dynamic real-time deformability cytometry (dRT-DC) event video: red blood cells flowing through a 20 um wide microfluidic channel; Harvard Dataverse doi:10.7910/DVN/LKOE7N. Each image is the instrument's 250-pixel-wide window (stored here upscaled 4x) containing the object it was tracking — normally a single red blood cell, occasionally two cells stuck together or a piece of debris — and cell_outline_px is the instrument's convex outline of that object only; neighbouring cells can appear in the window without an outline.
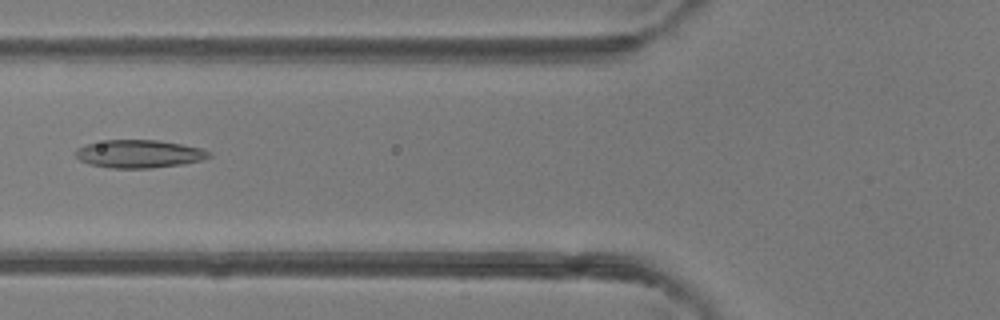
{"species": "common noctule bat (a hibernating species)", "species_latin": "Nyctalus noctula", "temperature_condition": "room temperature", "stored_images_in_passage": 34, "camera_frame_rate_fps": 3000, "um_per_image_px": 0.085, "animal": {"sex": "female"}, "frame": {"image": 1, "passage_image": 4, "time_ms": 1.0, "image_size_px": [1000, 320], "cell_outline_px": [[212, 156], [200, 160], [184, 164], [152, 168], [112, 168], [88, 164], [80, 160], [76, 156], [76, 148], [88, 144], [104, 140], [160, 140], [200, 148], [212, 152]], "centroid_in_image_um": [11.83, 13.08], "position_along_channel_um": 114.0, "area_um2": 21.73}}
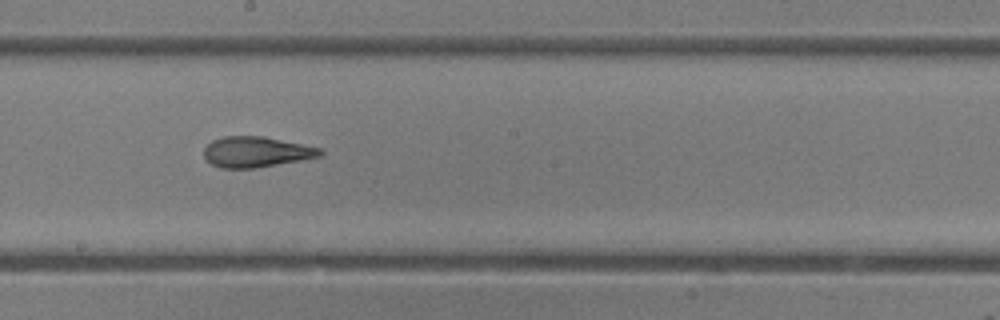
{"frame": {"image": 2, "passage_image": 12, "time_ms": 3.667, "image_size_px": [1000, 320], "cell_outline_px": [[324, 152], [320, 156], [300, 160], [256, 168], [220, 168], [212, 164], [204, 156], [204, 148], [212, 140], [224, 136], [264, 136], [320, 148]], "centroid_in_image_um": [21.76, 12.91], "position_along_channel_um": 226.4, "area_um2": 20.58}}
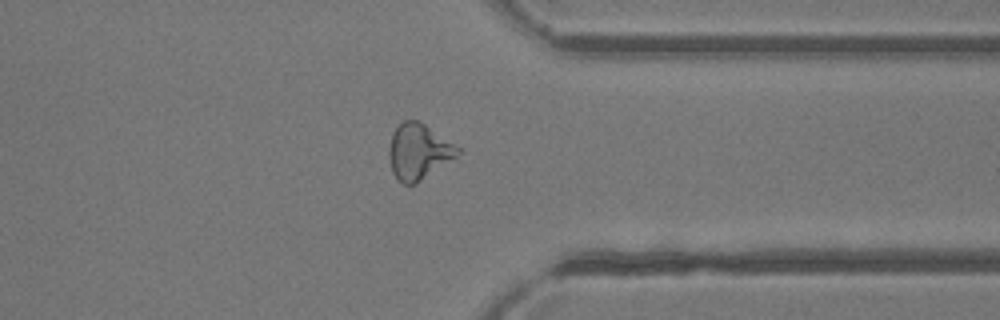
{"frame": {"image": 3, "passage_image": 23, "time_ms": 7.333, "image_size_px": [1000, 320], "cell_outline_px": [[460, 152], [456, 156], [416, 184], [404, 184], [396, 180], [392, 172], [388, 156], [388, 148], [392, 132], [404, 120], [420, 120], [460, 148]], "centroid_in_image_um": [35.53, 12.88], "position_along_channel_um": 375.9, "area_um2": 22.31}, "authors_computed_cell_mechanics": {"area_um2": 21.3571, "velocity_mm_per_s": 4.2073, "shape_relaxation_time_tau1_ms": 6.0212, "shape_relaxation_time_tau2_ms": 2.2897, "deformation_change_tau1": 0.1622, "deformation_change_tau2": 0.1182}}